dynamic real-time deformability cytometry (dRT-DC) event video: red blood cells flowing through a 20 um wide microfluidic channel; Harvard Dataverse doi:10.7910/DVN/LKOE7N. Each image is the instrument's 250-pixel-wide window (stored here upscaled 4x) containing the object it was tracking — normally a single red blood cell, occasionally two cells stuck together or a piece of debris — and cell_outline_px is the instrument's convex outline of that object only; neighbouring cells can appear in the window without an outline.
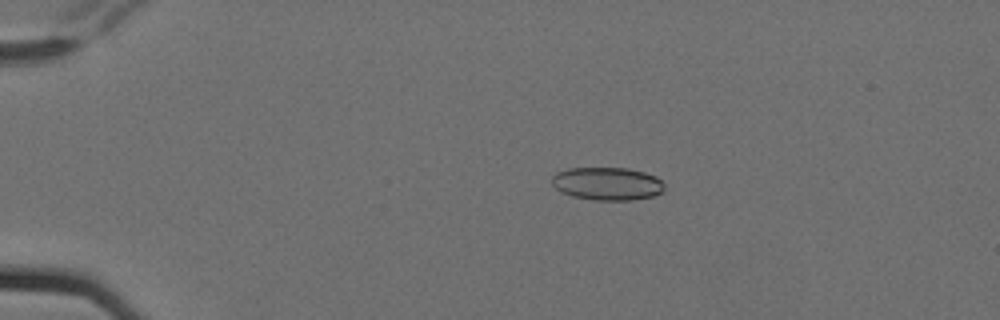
{"species": "Egyptian fruit bat (a non-hibernating species)", "species_latin": "Rousettus aegyptiacus", "temperature_condition": "cold", "stored_images_in_passage": 5, "camera_frame_rate_fps": 3000, "um_per_image_px": 0.085, "animal": {"sex": "female"}, "frame": {"image": 1, "passage_image": 2, "time_ms": 0.333, "image_size_px": [1000, 320], "cell_outline_px": [[664, 192], [652, 196], [632, 200], [596, 200], [572, 196], [556, 188], [552, 184], [552, 176], [556, 172], [568, 168], [628, 168], [644, 172], [656, 176], [664, 184]], "centroid_in_image_um": [51.63, 15.61], "position_along_channel_um": 33.4, "area_um2": 21.62}}
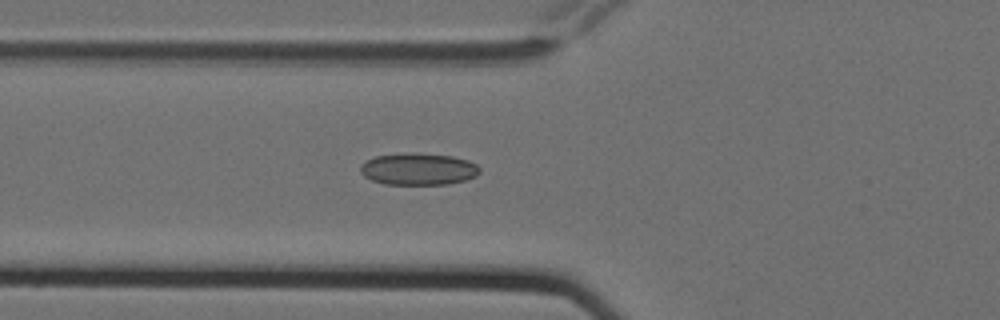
{"frame": {"image": 2, "passage_image": 5, "time_ms": 1.333, "image_size_px": [1000, 320], "cell_outline_px": [[480, 172], [476, 176], [464, 180], [448, 184], [384, 184], [372, 180], [364, 176], [360, 172], [360, 168], [368, 160], [376, 156], [412, 152], [452, 156], [468, 160], [476, 164], [480, 168]], "centroid_in_image_um": [35.59, 14.37], "position_along_channel_um": 90.2, "area_um2": 22.08}}